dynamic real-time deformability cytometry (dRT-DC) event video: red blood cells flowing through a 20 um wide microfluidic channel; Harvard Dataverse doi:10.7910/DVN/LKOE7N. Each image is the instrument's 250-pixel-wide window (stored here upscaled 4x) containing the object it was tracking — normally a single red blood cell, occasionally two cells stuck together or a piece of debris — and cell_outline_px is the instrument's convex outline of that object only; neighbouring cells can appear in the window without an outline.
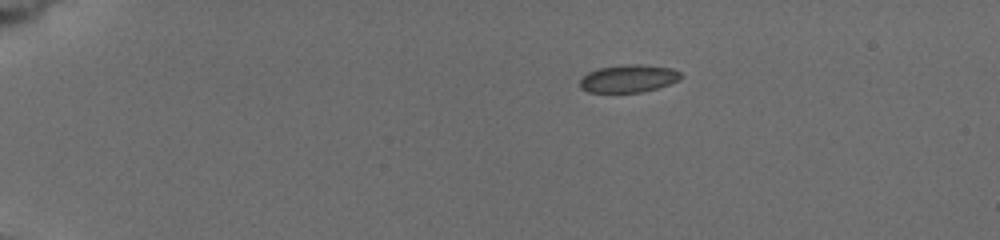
{"species": "common noctule bat (a hibernating species)", "species_latin": "Nyctalus noctula", "temperature_condition": "cold", "stored_images_in_passage": 4, "camera_frame_rate_fps": 3000, "um_per_image_px": 0.085, "animal": {"sex": "female", "body_mass_g": 19.5, "forearm_length_mm": 54.1}, "frame": {"image": 1, "passage_image": 1, "time_ms": 0.0, "image_size_px": [1000, 240], "cell_outline_px": [[684, 76], [680, 80], [656, 88], [640, 92], [588, 92], [580, 88], [580, 80], [588, 72], [596, 68], [624, 64], [640, 64], [672, 68], [680, 72]], "centroid_in_image_um": [53.43, 6.66], "position_along_channel_um": 31.6, "area_um2": 16.36}}
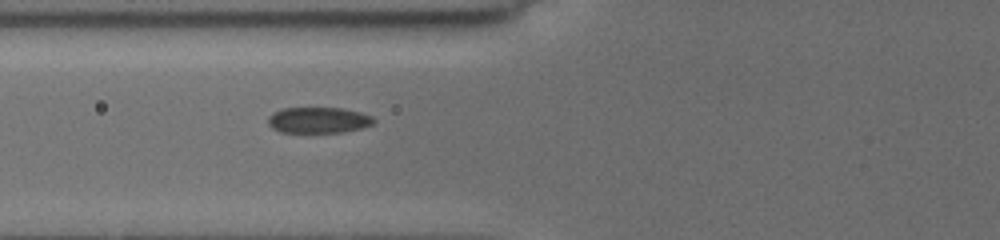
{"frame": {"image": 2, "passage_image": 4, "time_ms": 4.0, "image_size_px": [1000, 240], "cell_outline_px": [[376, 120], [372, 124], [360, 128], [340, 132], [280, 132], [272, 128], [268, 124], [268, 116], [272, 112], [284, 108], [340, 108], [360, 112], [372, 116]], "centroid_in_image_um": [27.03, 10.2], "position_along_channel_um": 98.8, "area_um2": 15.9}}